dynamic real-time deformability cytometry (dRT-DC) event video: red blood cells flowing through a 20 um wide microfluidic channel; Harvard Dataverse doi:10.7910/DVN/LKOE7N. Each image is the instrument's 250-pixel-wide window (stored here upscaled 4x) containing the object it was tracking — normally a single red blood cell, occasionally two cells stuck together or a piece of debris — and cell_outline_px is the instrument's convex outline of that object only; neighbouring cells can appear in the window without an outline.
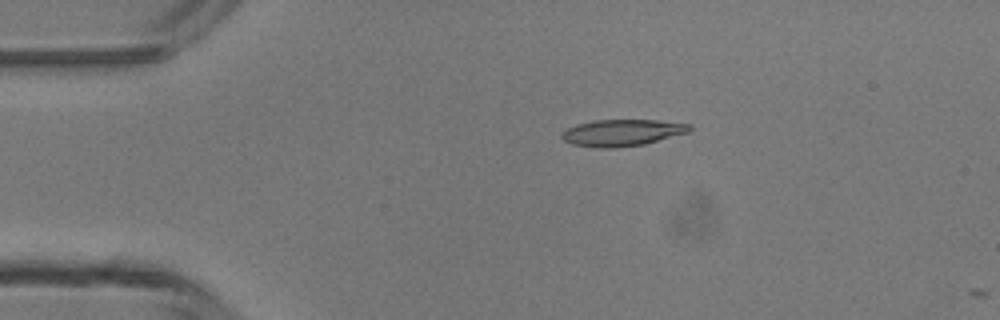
{"species": "common noctule bat (a hibernating species)", "species_latin": "Nyctalus noctula", "temperature_condition": "room temperature", "stored_images_in_passage": 2, "camera_frame_rate_fps": 3000, "um_per_image_px": 0.085, "animal": {"sex": "male", "body_mass_g": 13.3}, "frame": {"image": 1, "passage_image": 1, "time_ms": 0.0, "image_size_px": [1000, 320], "cell_outline_px": [[692, 128], [688, 132], [644, 144], [612, 148], [600, 148], [572, 144], [564, 140], [560, 136], [568, 128], [576, 124], [596, 120], [656, 120], [692, 124]], "centroid_in_image_um": [52.89, 11.27], "position_along_channel_um": 32.1, "area_um2": 19.65}}